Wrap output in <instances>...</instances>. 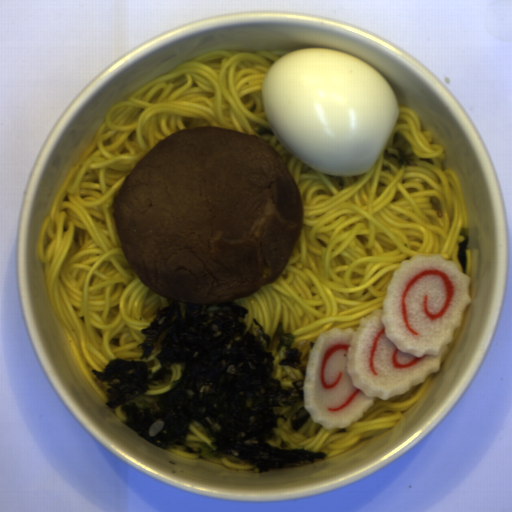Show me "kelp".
<instances>
[{"label": "kelp", "mask_w": 512, "mask_h": 512, "mask_svg": "<svg viewBox=\"0 0 512 512\" xmlns=\"http://www.w3.org/2000/svg\"><path fill=\"white\" fill-rule=\"evenodd\" d=\"M249 310L234 302L196 304L173 299L153 310L156 316L141 329L139 359L114 357L93 376L105 384V406H121L124 425L139 438L170 450L200 454L189 447L194 422L207 433L210 454L232 455L253 466L254 472L288 471L326 460L328 453L280 449L269 441L279 428L284 407L304 402L305 380L282 381L271 376L275 356L285 347L278 366L299 369L305 377L303 352L293 347L294 333L278 321L270 337ZM173 363L181 364L182 377L164 394L146 396L150 385L165 383Z\"/></svg>", "instance_id": "obj_1"}, {"label": "kelp", "mask_w": 512, "mask_h": 512, "mask_svg": "<svg viewBox=\"0 0 512 512\" xmlns=\"http://www.w3.org/2000/svg\"><path fill=\"white\" fill-rule=\"evenodd\" d=\"M392 148H394L398 154L391 153L389 149L386 148L383 153L386 161L397 168H401L403 164L406 166H417L413 146L401 132L396 131L393 135Z\"/></svg>", "instance_id": "obj_2"}, {"label": "kelp", "mask_w": 512, "mask_h": 512, "mask_svg": "<svg viewBox=\"0 0 512 512\" xmlns=\"http://www.w3.org/2000/svg\"><path fill=\"white\" fill-rule=\"evenodd\" d=\"M459 235L463 236L464 239L459 242V250H458V253L456 255L458 261L460 262L461 264V268H462V273H464L466 275V271H467V263H468V258H467V254H466V250L469 246V243H470V230L469 228H462Z\"/></svg>", "instance_id": "obj_3"}]
</instances>
